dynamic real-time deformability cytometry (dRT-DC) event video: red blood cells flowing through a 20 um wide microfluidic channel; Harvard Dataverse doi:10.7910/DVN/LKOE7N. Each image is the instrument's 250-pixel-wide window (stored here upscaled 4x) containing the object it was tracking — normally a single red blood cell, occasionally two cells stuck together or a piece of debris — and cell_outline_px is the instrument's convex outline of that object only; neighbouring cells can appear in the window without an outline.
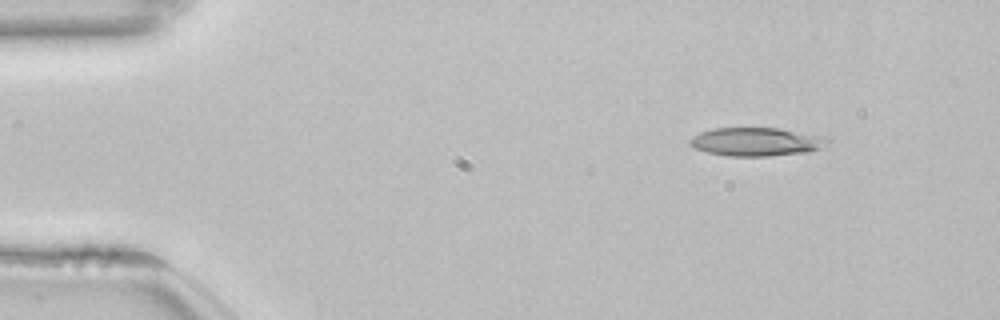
{"species": "common noctule bat (a hibernating species)", "species_latin": "Nyctalus noctula", "temperature_condition": "room temperature", "stored_images_in_passage": 53, "camera_frame_rate_fps": 3000, "um_per_image_px": 0.085, "animal": {"sex": "female", "body_mass_g": 22.7, "forearm_length_mm": 54.2}, "frame": {"image": 1, "passage_image": 6, "time_ms": 1.667, "image_size_px": [1000, 320], "cell_outline_px": [[832, 140], [828, 144], [820, 148], [808, 152], [768, 156], [728, 156], [708, 152], [692, 148], [688, 144], [688, 140], [692, 136], [700, 132], [712, 128], [780, 128], [824, 136]], "centroid_in_image_um": [64.28, 12.05], "position_along_channel_um": 20.7, "area_um2": 23.12}}
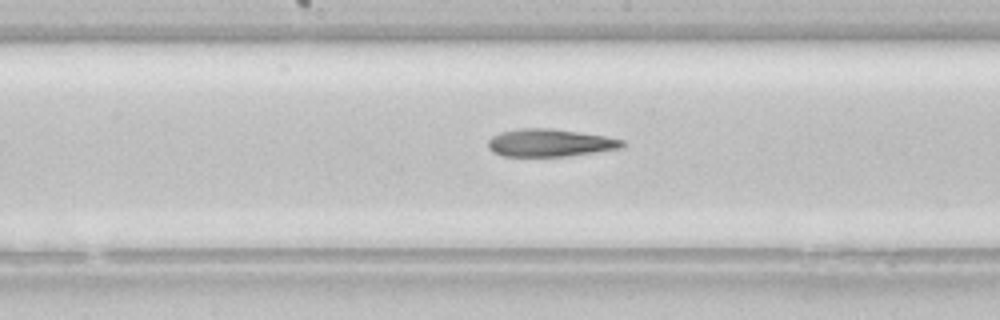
{"frame": {"image": 2, "passage_image": 27, "time_ms": 8.667, "image_size_px": [1000, 320], "cell_outline_px": [[624, 148], [568, 156], [504, 156], [492, 152], [488, 148], [488, 140], [492, 136], [500, 132], [520, 128], [552, 128], [604, 136], [624, 140]], "centroid_in_image_um": [46.73, 12.14], "position_along_channel_um": 201.5, "area_um2": 21.68}}
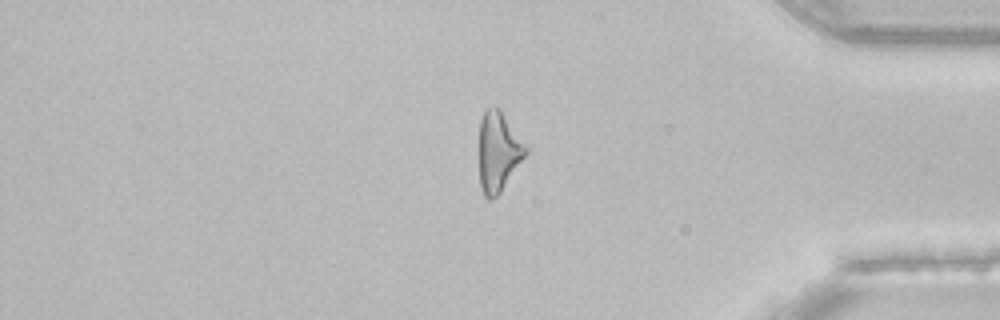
{"frame": {"image": 3, "passage_image": 44, "time_ms": 14.333, "image_size_px": [1000, 320], "cell_outline_px": [[528, 152], [500, 192], [492, 200], [488, 200], [484, 196], [480, 188], [476, 156], [476, 148], [480, 120], [484, 112], [488, 108], [500, 108], [528, 148]], "centroid_in_image_um": [42.28, 12.91], "position_along_channel_um": 392.9, "area_um2": 22.48}, "authors_computed_cell_mechanics": {"area_um2": 22.831, "velocity_mm_per_s": 3.854, "shape_relaxation_time_tau1_ms": null, "shape_relaxation_time_tau2_ms": 7.9591, "deformation_change_tau1": null, "deformation_change_tau2": 0.2423}}